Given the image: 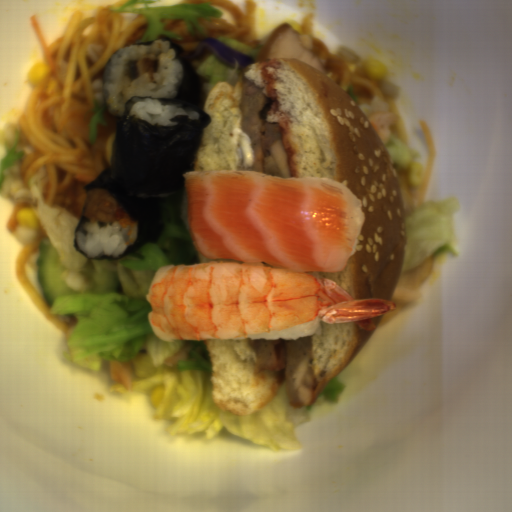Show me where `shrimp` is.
<instances>
[{"mask_svg": "<svg viewBox=\"0 0 512 512\" xmlns=\"http://www.w3.org/2000/svg\"><path fill=\"white\" fill-rule=\"evenodd\" d=\"M146 301L148 322L161 340L237 339L298 324L357 323L397 309L390 299H355L337 282L281 268L235 261L165 265L155 271Z\"/></svg>", "mask_w": 512, "mask_h": 512, "instance_id": "obj_1", "label": "shrimp"}]
</instances>
